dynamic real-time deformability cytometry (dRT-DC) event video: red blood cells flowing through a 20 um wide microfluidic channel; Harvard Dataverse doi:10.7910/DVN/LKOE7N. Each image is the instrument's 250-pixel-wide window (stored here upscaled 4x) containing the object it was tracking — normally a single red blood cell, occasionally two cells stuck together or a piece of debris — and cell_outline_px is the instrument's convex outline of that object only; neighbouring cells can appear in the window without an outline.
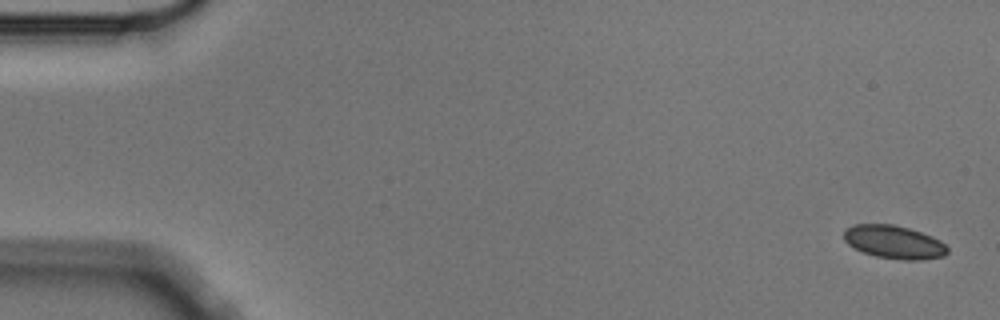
{"species": "Egyptian fruit bat (a non-hibernating species)", "species_latin": "Rousettus aegyptiacus", "temperature_condition": "cold", "stored_images_in_passage": 5, "camera_frame_rate_fps": 3000, "um_per_image_px": 0.085, "animal": {"sex": "male"}, "frame": {"image": 1, "passage_image": 1, "time_ms": 0.0, "image_size_px": [1000, 320], "cell_outline_px": [[948, 252], [944, 256], [920, 260], [900, 260], [876, 256], [864, 252], [848, 244], [844, 240], [844, 228], [856, 224], [892, 224], [908, 228], [932, 236], [940, 240], [948, 248]], "centroid_in_image_um": [75.99, 20.57], "position_along_channel_um": 9.0, "area_um2": 20.0}}
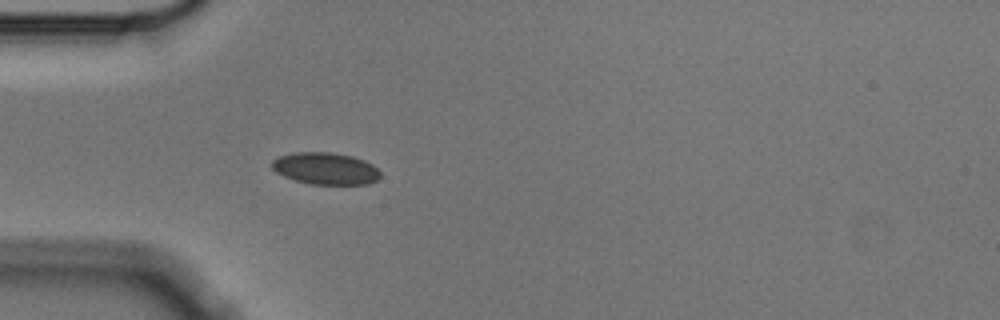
{"frame": {"image": 2, "passage_image": 5, "time_ms": 1.333, "image_size_px": [1000, 320], "cell_outline_px": [[380, 176], [376, 180], [368, 184], [312, 184], [296, 180], [284, 176], [276, 172], [272, 168], [272, 160], [280, 156], [292, 152], [332, 152], [352, 156], [364, 160], [372, 164], [380, 172]], "centroid_in_image_um": [27.66, 14.31], "position_along_channel_um": 57.3, "area_um2": 20.11}}